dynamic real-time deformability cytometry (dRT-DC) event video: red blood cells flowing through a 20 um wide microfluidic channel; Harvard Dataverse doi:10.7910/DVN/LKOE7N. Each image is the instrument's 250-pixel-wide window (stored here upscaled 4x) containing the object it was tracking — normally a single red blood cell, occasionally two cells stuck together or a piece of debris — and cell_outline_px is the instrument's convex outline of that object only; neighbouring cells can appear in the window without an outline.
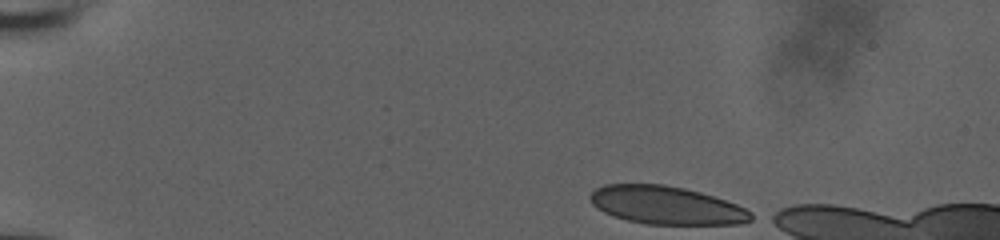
{"species": "human", "species_latin": "Homo sapiens", "temperature_condition": "room temperature", "stored_images_in_passage": 41, "camera_frame_rate_fps": 3000, "um_per_image_px": 0.085, "donor": {"sex": "male"}, "frame": {"image": 1, "passage_image": 1, "time_ms": 0.0, "image_size_px": [1000, 240], "cell_outline_px": [[760, 216], [752, 220], [740, 224], [644, 224], [612, 216], [596, 208], [592, 204], [588, 196], [596, 188], [604, 184], [664, 184], [684, 188], [700, 192], [736, 204]], "centroid_in_image_um": [56.65, 17.45], "position_along_channel_um": 28.3, "area_um2": 35.95}}
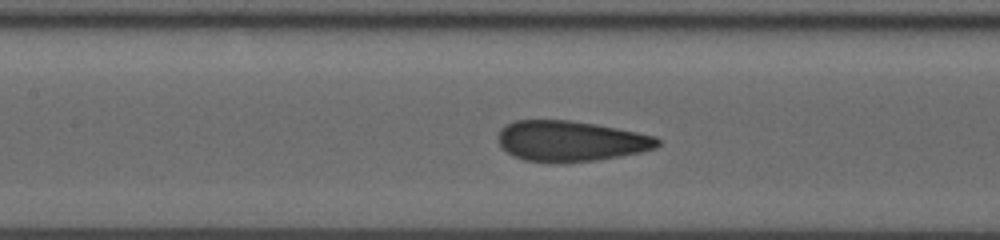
{"frame": {"image": 2, "passage_image": 19, "time_ms": 6.0, "image_size_px": [1000, 240], "cell_outline_px": [[660, 144], [656, 148], [640, 152], [620, 156], [596, 160], [560, 164], [552, 164], [524, 160], [512, 156], [496, 140], [496, 136], [500, 128], [516, 120], [568, 120], [596, 124], [656, 136], [660, 140]], "centroid_in_image_um": [48.47, 12.01], "position_along_channel_um": 158.9, "area_um2": 38.15}}
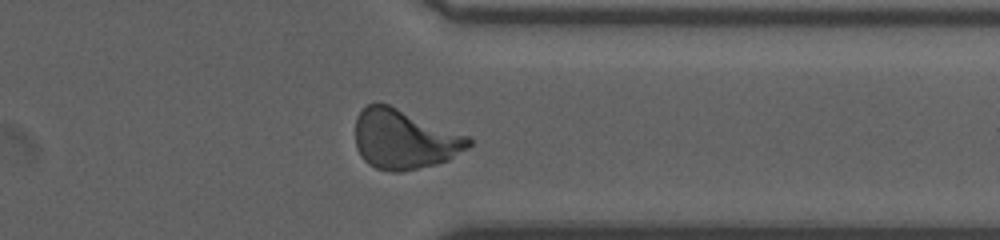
{"frame": {"image": 3, "passage_image": 36, "time_ms": 11.667, "image_size_px": [1000, 240], "cell_outline_px": [[472, 144], [468, 148], [448, 160], [436, 164], [400, 172], [392, 172], [376, 168], [368, 164], [364, 160], [356, 148], [356, 116], [368, 104], [388, 104], [468, 136], [472, 140]], "centroid_in_image_um": [34.36, 11.86], "position_along_channel_um": 377.0, "area_um2": 39.07}, "authors_computed_cell_mechanics": {"area_um2": 38.0902, "velocity_mm_per_s": 3.8705, "shape_relaxation_time_tau1_ms": 5.4905, "shape_relaxation_time_tau2_ms": null, "deformation_change_tau1": 0.1471, "deformation_change_tau2": null}}